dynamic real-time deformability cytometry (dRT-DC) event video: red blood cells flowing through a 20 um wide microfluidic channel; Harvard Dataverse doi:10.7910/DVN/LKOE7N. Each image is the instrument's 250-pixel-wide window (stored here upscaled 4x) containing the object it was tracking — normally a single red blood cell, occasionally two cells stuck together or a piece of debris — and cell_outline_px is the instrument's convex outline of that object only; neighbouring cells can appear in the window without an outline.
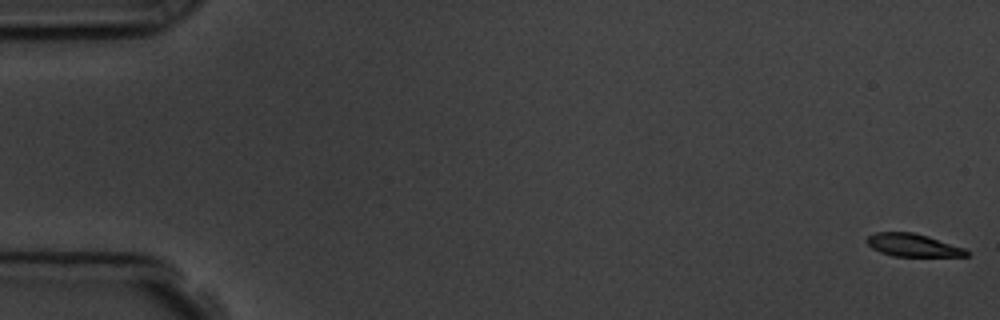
{"species": "common noctule bat (a hibernating species)", "species_latin": "Nyctalus noctula", "temperature_condition": "room temperature", "stored_images_in_passage": 11, "camera_frame_rate_fps": 3000, "um_per_image_px": 0.085, "animal": {"sex": "male", "body_mass_g": 19.5, "forearm_length_mm": 54.6}, "frame": {"image": 1, "passage_image": 1, "time_ms": 0.0, "image_size_px": [1000, 320], "cell_outline_px": [[968, 256], [892, 256], [880, 252], [872, 248], [864, 240], [868, 236], [876, 232], [912, 232], [928, 236], [964, 248], [968, 252]], "centroid_in_image_um": [77.55, 20.83], "position_along_channel_um": 7.4, "area_um2": 13.18}}
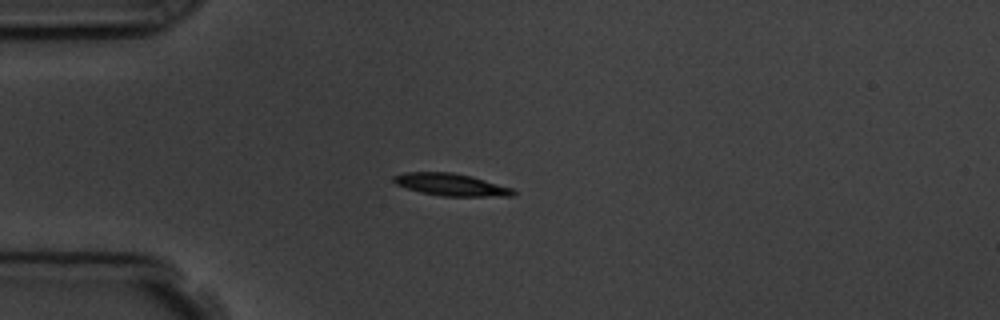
{"frame": {"image": 2, "passage_image": 5, "time_ms": 4.667, "image_size_px": [1000, 320], "cell_outline_px": [[516, 192], [512, 196], [440, 196], [420, 192], [396, 184], [392, 180], [392, 176], [404, 172], [452, 172], [472, 176], [512, 188]], "centroid_in_image_um": [38.31, 15.69], "position_along_channel_um": 46.7, "area_um2": 15.49}}
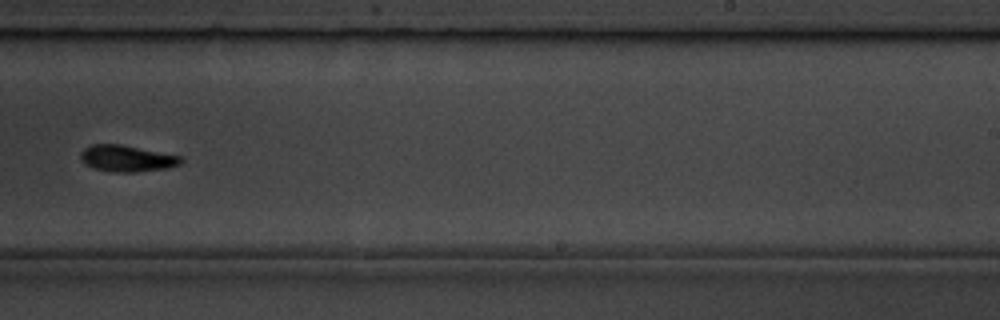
{"frame": {"image": 3, "passage_image": 11, "time_ms": 11.333, "image_size_px": [1000, 320], "cell_outline_px": [[184, 160], [180, 164], [168, 168], [136, 172], [112, 172], [92, 168], [84, 164], [80, 156], [80, 152], [84, 148], [92, 144], [120, 144], [184, 156]], "centroid_in_image_um": [10.8, 13.47], "position_along_channel_um": 278.2, "area_um2": 15.72}}